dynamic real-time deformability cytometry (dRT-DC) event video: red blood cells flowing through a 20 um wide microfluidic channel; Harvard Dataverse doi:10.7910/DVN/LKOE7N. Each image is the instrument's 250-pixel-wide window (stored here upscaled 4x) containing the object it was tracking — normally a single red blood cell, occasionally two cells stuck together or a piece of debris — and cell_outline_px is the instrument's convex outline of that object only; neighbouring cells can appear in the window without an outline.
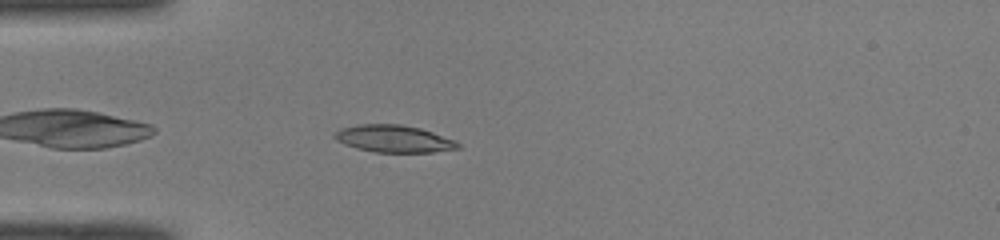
{"species": "common noctule bat (a hibernating species)", "species_latin": "Nyctalus noctula", "temperature_condition": "room temperature", "stored_images_in_passage": 38, "camera_frame_rate_fps": 3000, "um_per_image_px": 0.085, "animal": {"sex": "male", "body_mass_g": 19.0, "forearm_length_mm": 50.8}, "frame": {"image": 1, "passage_image": 3, "time_ms": 0.667, "image_size_px": [1000, 240], "cell_outline_px": [[460, 148], [432, 152], [376, 152], [356, 148], [344, 144], [336, 140], [332, 136], [340, 128], [360, 124], [400, 124], [420, 128], [456, 140], [460, 144]], "centroid_in_image_um": [33.47, 11.79], "position_along_channel_um": 51.5, "area_um2": 19.54}}
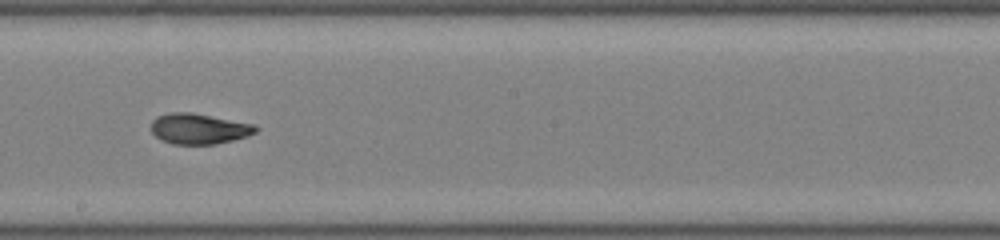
{"frame": {"image": 2, "passage_image": 17, "time_ms": 5.333, "image_size_px": [1000, 240], "cell_outline_px": [[260, 128], [256, 132], [248, 136], [232, 140], [212, 144], [172, 144], [160, 140], [152, 132], [152, 120], [156, 116], [168, 112], [192, 112], [256, 124]], "centroid_in_image_um": [16.92, 10.93], "position_along_channel_um": 231.3, "area_um2": 18.84}}
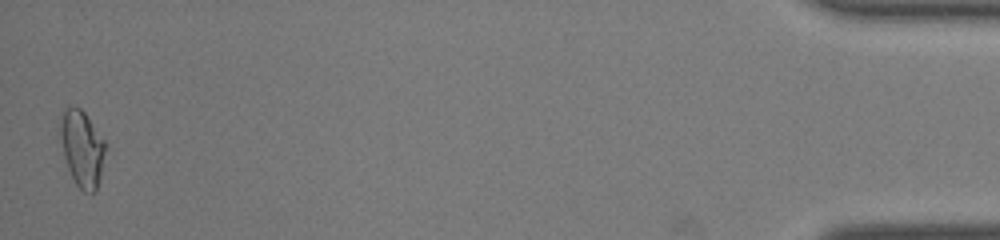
{"frame": {"image": 3, "passage_image": 38, "time_ms": 12.333, "image_size_px": [1000, 240], "cell_outline_px": [[104, 152], [100, 176], [96, 192], [84, 192], [76, 184], [68, 168], [64, 156], [60, 136], [60, 128], [64, 112], [72, 104], [80, 108], [84, 112], [104, 140]], "centroid_in_image_um": [6.97, 12.63], "position_along_channel_um": 428.2, "area_um2": 19.42}, "authors_computed_cell_mechanics": {"area_um2": 18.785, "velocity_mm_per_s": 4.0898, "shape_relaxation_time_tau1_ms": 4.3899, "shape_relaxation_time_tau2_ms": 2.0772, "deformation_change_tau1": 0.1984, "deformation_change_tau2": 0.0753}}